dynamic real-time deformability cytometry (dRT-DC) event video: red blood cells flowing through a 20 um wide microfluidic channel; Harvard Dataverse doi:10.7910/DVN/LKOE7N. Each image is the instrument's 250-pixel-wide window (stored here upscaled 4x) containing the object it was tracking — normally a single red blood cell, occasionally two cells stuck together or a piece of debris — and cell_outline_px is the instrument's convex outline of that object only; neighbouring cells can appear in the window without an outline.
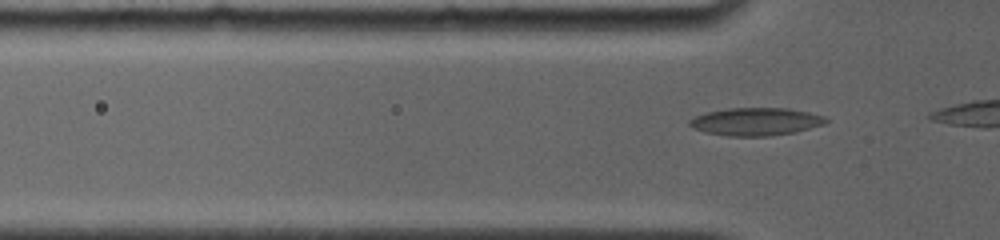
{"species": "common noctule bat (a hibernating species)", "species_latin": "Nyctalus noctula", "temperature_condition": "room temperature", "stored_images_in_passage": 6, "camera_frame_rate_fps": 4000, "um_per_image_px": 0.085, "animal": {"sex": "female", "body_mass_g": 19.0, "forearm_length_mm": 56.7}, "frame": {"image": 1, "passage_image": 3, "time_ms": 0.5, "image_size_px": [1000, 240], "cell_outline_px": [[828, 120], [824, 124], [796, 132], [768, 136], [728, 136], [704, 132], [692, 128], [688, 124], [688, 120], [696, 116], [708, 112], [728, 108], [788, 108], [808, 112], [824, 116]], "centroid_in_image_um": [64.23, 10.34], "position_along_channel_um": 61.6, "area_um2": 22.08}}